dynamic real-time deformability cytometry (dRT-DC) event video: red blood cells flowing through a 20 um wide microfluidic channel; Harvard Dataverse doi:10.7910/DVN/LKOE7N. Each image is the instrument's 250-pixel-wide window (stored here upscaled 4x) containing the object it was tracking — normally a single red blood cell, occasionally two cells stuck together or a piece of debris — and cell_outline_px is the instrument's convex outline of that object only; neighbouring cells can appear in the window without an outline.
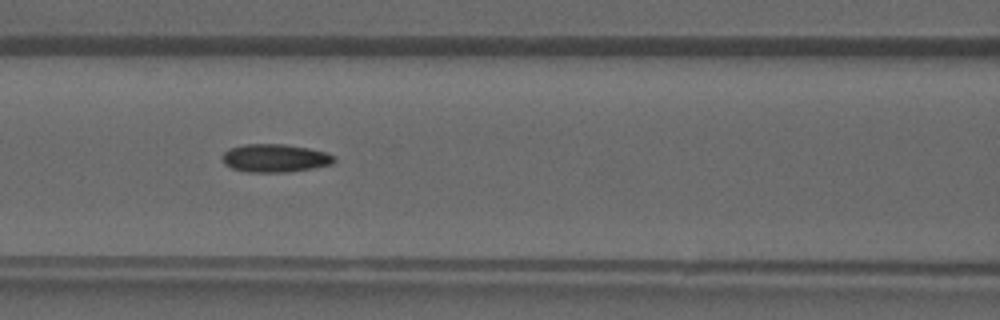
{"species": "common noctule bat (a hibernating species)", "species_latin": "Nyctalus noctula", "temperature_condition": "warm", "stored_images_in_passage": 39, "camera_frame_rate_fps": 3000, "um_per_image_px": 0.085, "animal": {"sex": "male", "forearm_length_mm": 52.5}, "frame": {"image": 1, "passage_image": 17, "time_ms": 5.333, "image_size_px": [1000, 320], "cell_outline_px": [[336, 160], [332, 164], [312, 168], [288, 172], [248, 172], [232, 168], [224, 164], [220, 156], [228, 148], [244, 144], [284, 144], [308, 148], [324, 152], [336, 156]], "centroid_in_image_um": [23.34, 13.44], "position_along_channel_um": 143.3, "area_um2": 18.44}}
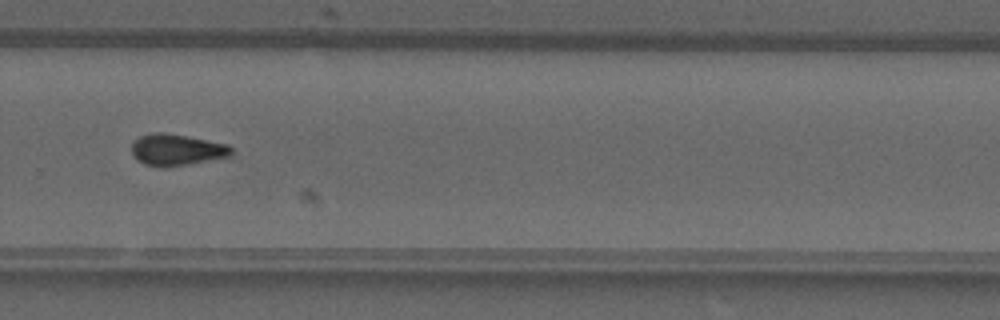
{"frame": {"image": 2, "passage_image": 27, "time_ms": 8.667, "image_size_px": [1000, 320], "cell_outline_px": [[232, 156], [188, 164], [164, 168], [144, 164], [136, 160], [132, 156], [132, 144], [140, 136], [152, 132], [164, 132], [228, 144], [232, 148]], "centroid_in_image_um": [15.0, 12.74], "position_along_channel_um": 314.8, "area_um2": 18.38}}
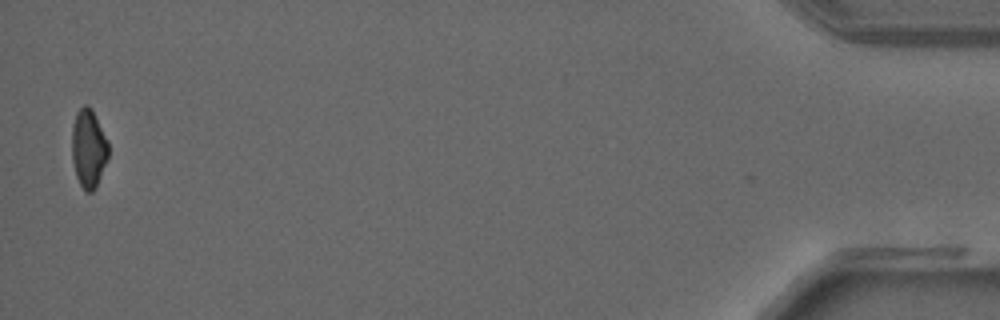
{"frame": {"image": 3, "passage_image": 39, "time_ms": 12.667, "image_size_px": [1000, 320], "cell_outline_px": [[108, 156], [96, 188], [92, 192], [84, 192], [76, 176], [72, 160], [72, 124], [76, 112], [84, 104], [88, 104], [92, 108], [108, 140]], "centroid_in_image_um": [7.52, 12.6], "position_along_channel_um": 427.7, "area_um2": 16.94}}